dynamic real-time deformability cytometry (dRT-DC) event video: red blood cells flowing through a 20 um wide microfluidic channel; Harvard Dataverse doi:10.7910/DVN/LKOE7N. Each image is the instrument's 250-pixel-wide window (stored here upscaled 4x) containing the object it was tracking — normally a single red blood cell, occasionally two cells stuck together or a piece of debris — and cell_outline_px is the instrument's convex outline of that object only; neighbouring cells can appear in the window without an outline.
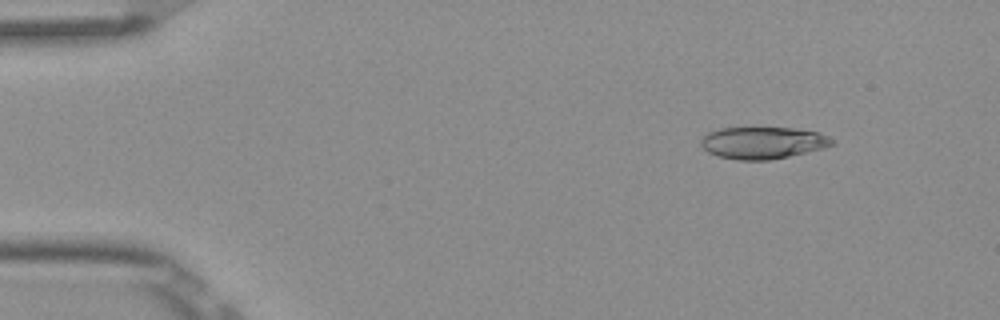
{"species": "Egyptian fruit bat (a non-hibernating species)", "species_latin": "Rousettus aegyptiacus", "temperature_condition": "room temperature", "stored_images_in_passage": 4, "camera_frame_rate_fps": 3000, "um_per_image_px": 0.085, "frame": {"image": 1, "passage_image": 1, "time_ms": 0.0, "image_size_px": [1000, 320], "cell_outline_px": [[836, 144], [824, 148], [808, 152], [768, 160], [736, 160], [720, 156], [708, 152], [700, 144], [700, 140], [708, 132], [720, 128], [796, 128], [820, 132], [836, 140]], "centroid_in_image_um": [64.89, 12.13], "position_along_channel_um": 20.1, "area_um2": 24.57}}